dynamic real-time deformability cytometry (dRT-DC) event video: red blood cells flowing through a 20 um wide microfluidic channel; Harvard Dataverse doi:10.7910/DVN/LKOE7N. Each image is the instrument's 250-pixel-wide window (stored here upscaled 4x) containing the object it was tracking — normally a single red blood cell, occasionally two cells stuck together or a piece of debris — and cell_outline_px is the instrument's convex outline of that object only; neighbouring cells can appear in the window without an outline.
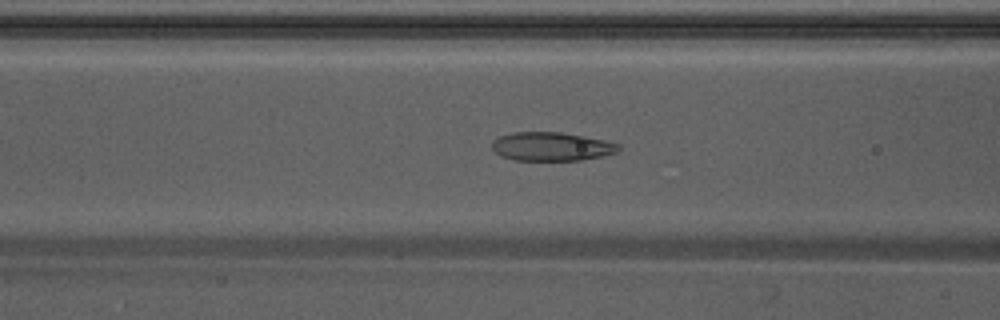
{"species": "Egyptian fruit bat (a non-hibernating species)", "species_latin": "Rousettus aegyptiacus", "temperature_condition": "warm", "stored_images_in_passage": 52, "camera_frame_rate_fps": 3000, "um_per_image_px": 0.085, "animal": {"sex": "male"}, "frame": {"image": 1, "passage_image": 20, "time_ms": 6.333, "image_size_px": [1000, 320], "cell_outline_px": [[620, 148], [616, 152], [604, 156], [580, 160], [512, 160], [500, 156], [492, 148], [492, 140], [500, 136], [512, 132], [560, 132], [584, 136], [604, 140], [620, 144]], "centroid_in_image_um": [46.86, 12.45], "position_along_channel_um": 119.7, "area_um2": 21.21}}
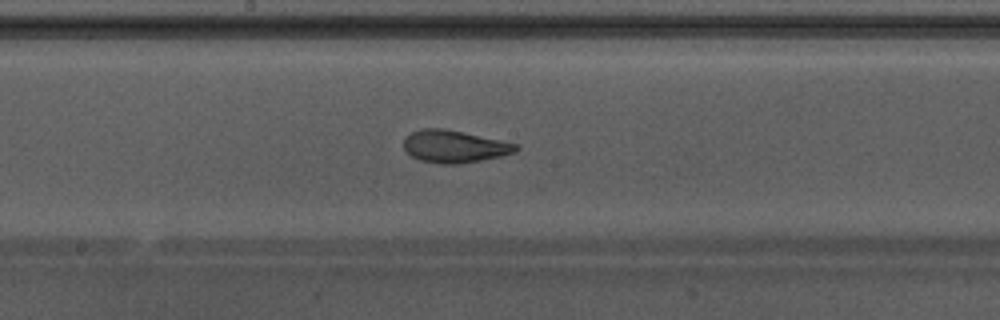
{"frame": {"image": 2, "passage_image": 27, "time_ms": 8.667, "image_size_px": [1000, 320], "cell_outline_px": [[520, 148], [516, 152], [500, 156], [480, 160], [456, 164], [440, 164], [420, 160], [412, 156], [404, 148], [404, 136], [412, 132], [424, 128], [444, 128], [500, 140], [516, 144]], "centroid_in_image_um": [38.6, 12.44], "position_along_channel_um": 209.6, "area_um2": 20.98}}
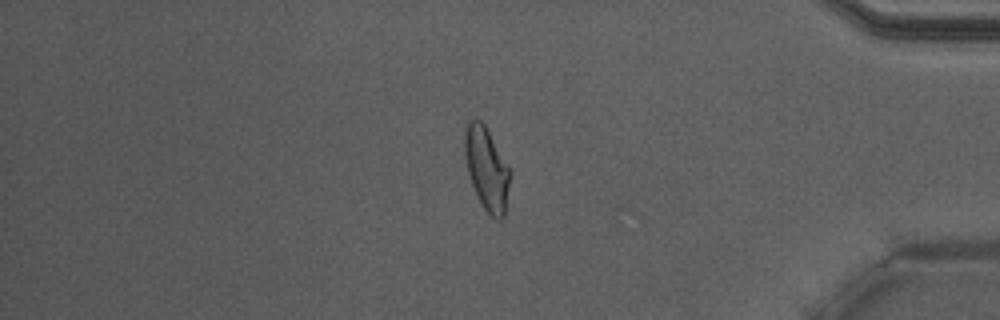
{"frame": {"image": 3, "passage_image": 44, "time_ms": 14.333, "image_size_px": [1000, 320], "cell_outline_px": [[512, 172], [504, 216], [500, 220], [496, 220], [484, 208], [472, 184], [468, 172], [464, 156], [464, 132], [468, 124], [472, 120], [480, 120], [484, 124], [508, 164]], "centroid_in_image_um": [41.39, 14.35], "position_along_channel_um": 393.8, "area_um2": 21.79}, "authors_computed_cell_mechanics": {"area_um2": 22.1663, "velocity_mm_per_s": 3.8534, "shape_relaxation_time_tau1_ms": 4.6866, "shape_relaxation_time_tau2_ms": 1.3351, "deformation_change_tau1": 0.1696, "deformation_change_tau2": 0.066}}